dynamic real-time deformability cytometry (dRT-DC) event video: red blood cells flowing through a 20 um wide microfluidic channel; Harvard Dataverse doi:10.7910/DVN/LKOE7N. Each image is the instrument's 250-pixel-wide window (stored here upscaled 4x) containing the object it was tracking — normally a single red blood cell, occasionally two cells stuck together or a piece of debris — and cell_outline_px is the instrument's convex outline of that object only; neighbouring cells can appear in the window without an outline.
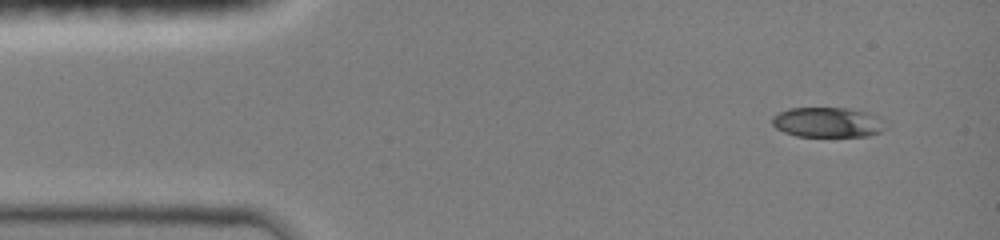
{"species": "common noctule bat (a hibernating species)", "species_latin": "Nyctalus noctula", "temperature_condition": "room temperature", "stored_images_in_passage": 26, "camera_frame_rate_fps": 3000, "um_per_image_px": 0.085, "animal": {"sex": "female", "body_mass_g": 19.0, "forearm_length_mm": 51.5}, "frame": {"image": 1, "passage_image": 1, "time_ms": 0.0, "image_size_px": [1000, 240], "cell_outline_px": [[892, 124], [888, 128], [880, 132], [868, 136], [796, 136], [784, 132], [776, 128], [772, 124], [772, 116], [776, 112], [788, 108], [844, 108], [864, 112], [876, 116]], "centroid_in_image_um": [70.37, 10.4], "position_along_channel_um": 14.6, "area_um2": 20.11}}
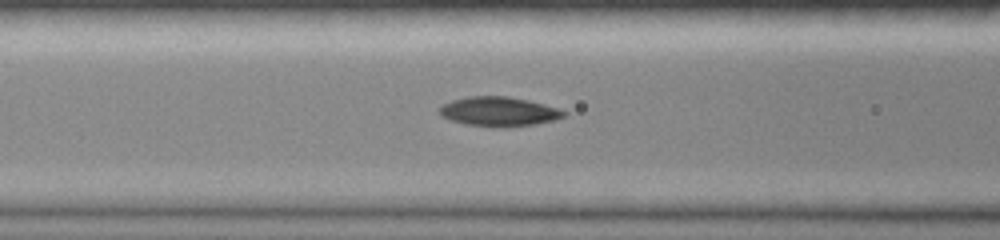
{"frame": {"image": 2, "passage_image": 19, "time_ms": 4.667, "image_size_px": [1000, 240], "cell_outline_px": [[568, 112], [564, 116], [552, 120], [532, 124], [504, 128], [468, 124], [452, 120], [440, 116], [440, 108], [444, 104], [452, 100], [468, 96], [508, 96], [528, 100], [556, 108]], "centroid_in_image_um": [42.39, 9.47], "position_along_channel_um": 124.2, "area_um2": 20.98}}
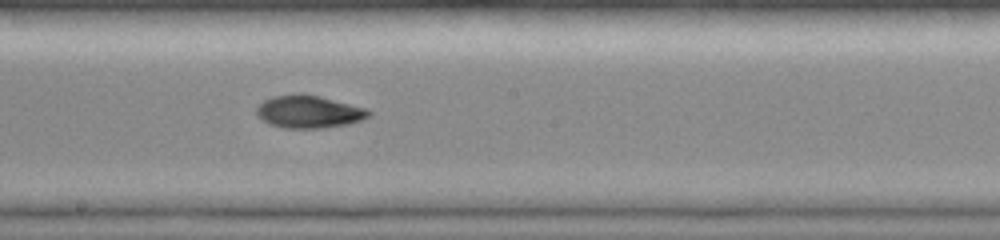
{"frame": {"image": 3, "passage_image": 25, "time_ms": 7.0, "image_size_px": [1000, 240], "cell_outline_px": [[372, 112], [368, 116], [360, 120], [348, 124], [324, 128], [284, 128], [268, 124], [256, 112], [256, 108], [264, 100], [272, 96], [300, 92], [320, 96], [368, 108]], "centroid_in_image_um": [26.26, 9.48], "position_along_channel_um": 221.9, "area_um2": 21.5}}